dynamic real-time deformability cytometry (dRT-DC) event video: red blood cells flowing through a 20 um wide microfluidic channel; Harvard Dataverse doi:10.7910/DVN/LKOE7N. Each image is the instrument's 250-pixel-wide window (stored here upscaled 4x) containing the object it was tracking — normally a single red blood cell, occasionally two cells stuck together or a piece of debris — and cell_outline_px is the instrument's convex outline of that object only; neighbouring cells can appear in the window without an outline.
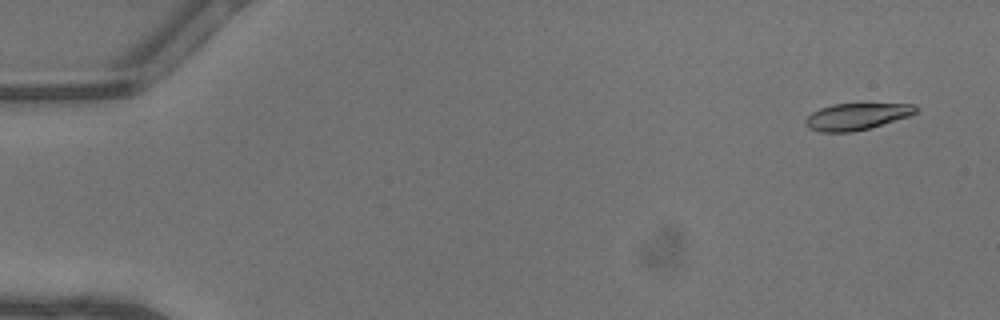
{"species": "common noctule bat (a hibernating species)", "species_latin": "Nyctalus noctula", "temperature_condition": "warm", "stored_images_in_passage": 46, "camera_frame_rate_fps": 3000, "um_per_image_px": 0.085, "animal": {"sex": "male", "body_mass_g": 13.3}, "frame": {"image": 1, "passage_image": 3, "time_ms": 0.667, "image_size_px": [1000, 320], "cell_outline_px": [[916, 112], [908, 116], [868, 128], [852, 132], [820, 132], [808, 128], [804, 124], [804, 120], [812, 112], [820, 108], [832, 104], [916, 104]], "centroid_in_image_um": [72.74, 9.9], "position_along_channel_um": 12.3, "area_um2": 16.94}}
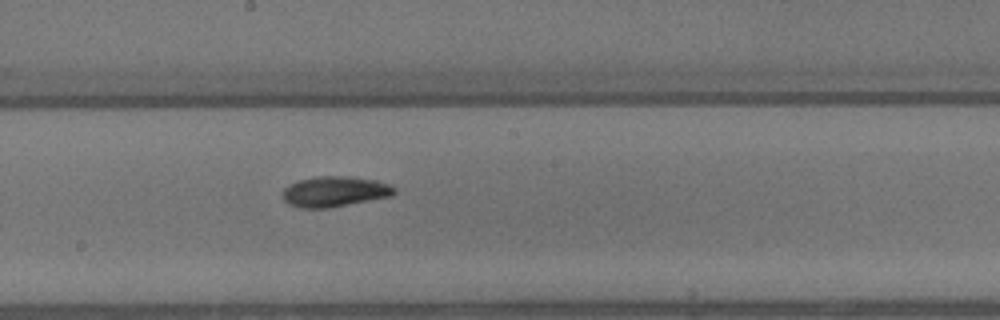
{"frame": {"image": 2, "passage_image": 26, "time_ms": 8.333, "image_size_px": [1000, 320], "cell_outline_px": [[396, 192], [392, 196], [328, 208], [300, 208], [288, 204], [284, 200], [284, 188], [300, 180], [320, 176], [344, 176], [376, 180], [388, 184], [396, 188]], "centroid_in_image_um": [28.47, 16.29], "position_along_channel_um": 219.7, "area_um2": 19.59}}
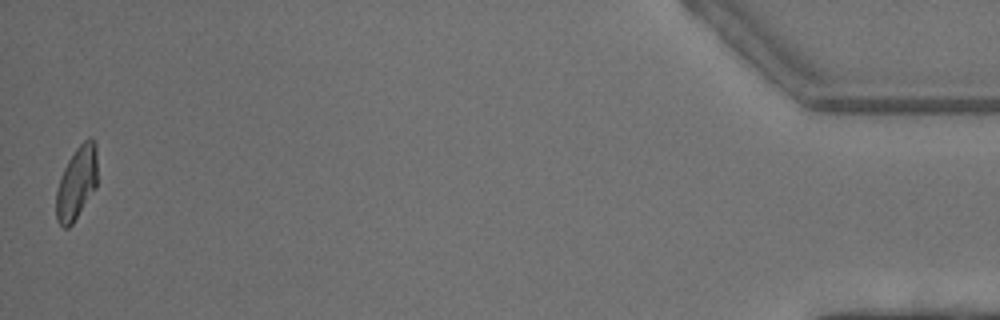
{"frame": {"image": 3, "passage_image": 46, "time_ms": 15.0, "image_size_px": [1000, 320], "cell_outline_px": [[96, 188], [72, 224], [68, 228], [64, 228], [56, 220], [56, 192], [60, 176], [68, 160], [76, 148], [88, 136], [92, 136], [96, 144]], "centroid_in_image_um": [6.51, 15.53], "position_along_channel_um": 428.7, "area_um2": 17.57}, "authors_computed_cell_mechanics": {"area_um2": 18.3226, "velocity_mm_per_s": 4.5478, "shape_relaxation_time_tau1_ms": 3.0064, "shape_relaxation_time_tau2_ms": 4.8173, "deformation_change_tau1": 0.1422, "deformation_change_tau2": 0.1184}}